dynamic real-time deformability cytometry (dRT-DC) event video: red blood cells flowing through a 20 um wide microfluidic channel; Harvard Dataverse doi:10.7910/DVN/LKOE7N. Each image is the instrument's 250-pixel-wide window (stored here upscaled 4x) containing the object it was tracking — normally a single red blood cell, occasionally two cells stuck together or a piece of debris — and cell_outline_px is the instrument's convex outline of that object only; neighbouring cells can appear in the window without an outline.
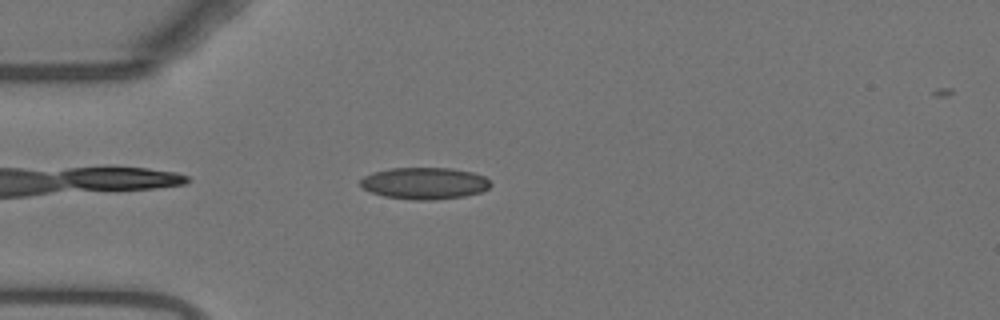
{"species": "Egyptian fruit bat (a non-hibernating species)", "species_latin": "Rousettus aegyptiacus", "temperature_condition": "warm", "stored_images_in_passage": 43, "camera_frame_rate_fps": 3000, "um_per_image_px": 0.085, "animal": {"sex": "female"}, "frame": {"image": 1, "passage_image": 4, "time_ms": 1.0, "image_size_px": [1000, 320], "cell_outline_px": [[492, 184], [488, 188], [480, 192], [464, 196], [436, 200], [412, 200], [384, 196], [372, 192], [364, 188], [360, 184], [360, 180], [364, 176], [372, 172], [392, 168], [448, 168], [472, 172], [484, 176]], "centroid_in_image_um": [36.08, 15.58], "position_along_channel_um": 48.9, "area_um2": 24.04}}
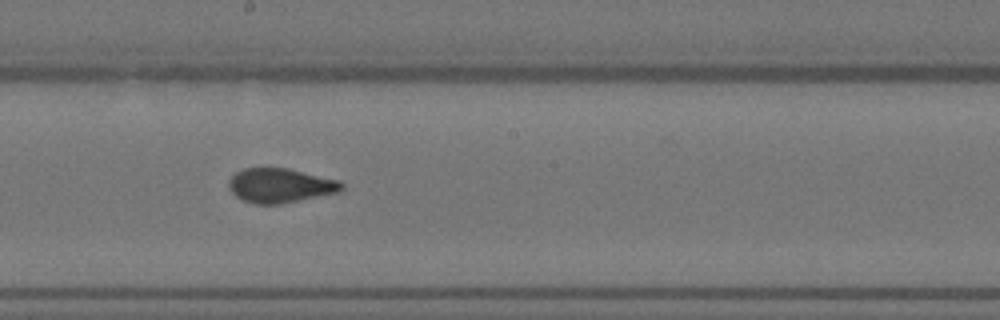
{"frame": {"image": 2, "passage_image": 19, "time_ms": 6.0, "image_size_px": [1000, 320], "cell_outline_px": [[344, 188], [340, 192], [280, 204], [256, 204], [244, 200], [236, 196], [232, 192], [228, 184], [228, 180], [236, 172], [244, 168], [288, 168], [340, 180], [344, 184]], "centroid_in_image_um": [23.85, 15.76], "position_along_channel_um": 224.3, "area_um2": 22.66}}
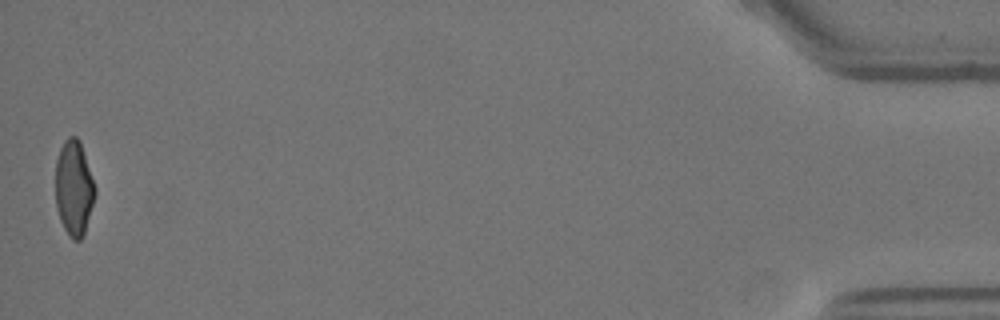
{"frame": {"image": 3, "passage_image": 43, "time_ms": 14.0, "image_size_px": [1000, 320], "cell_outline_px": [[96, 192], [84, 236], [80, 240], [72, 240], [68, 236], [60, 220], [56, 208], [56, 160], [60, 148], [64, 140], [68, 136], [76, 136], [80, 140], [96, 188]], "centroid_in_image_um": [6.28, 15.99], "position_along_channel_um": 428.9, "area_um2": 22.14}, "authors_computed_cell_mechanics": {"area_um2": 22.831, "velocity_mm_per_s": 3.7393, "shape_relaxation_time_tau1_ms": 8.666, "shape_relaxation_time_tau2_ms": 0.7878, "deformation_change_tau1": 0.2224, "deformation_change_tau2": 0.0671}}